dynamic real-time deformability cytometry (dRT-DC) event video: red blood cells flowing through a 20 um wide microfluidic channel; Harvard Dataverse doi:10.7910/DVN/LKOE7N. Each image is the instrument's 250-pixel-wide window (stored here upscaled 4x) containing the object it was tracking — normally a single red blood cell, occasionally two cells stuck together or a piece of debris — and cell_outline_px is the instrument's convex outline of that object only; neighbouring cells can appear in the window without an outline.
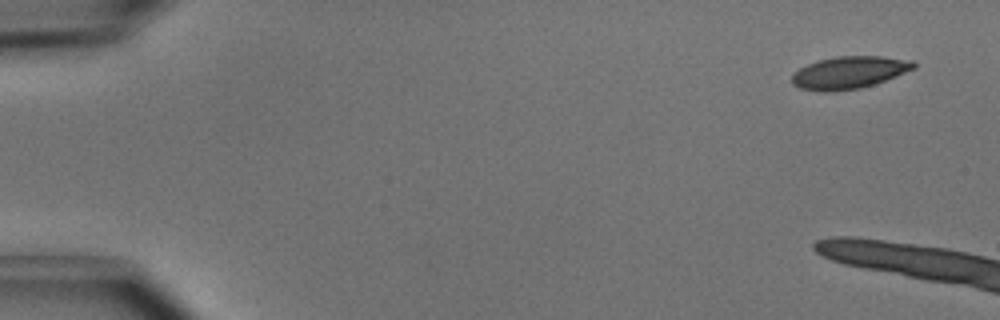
{"species": "common noctule bat (a hibernating species)", "species_latin": "Nyctalus noctula", "temperature_condition": "cold", "stored_images_in_passage": 5, "camera_frame_rate_fps": 3000, "um_per_image_px": 0.085, "animal": {"sex": "male", "body_mass_g": 15.6}, "frame": {"image": 1, "passage_image": 1, "time_ms": 0.0, "image_size_px": [1000, 320], "cell_outline_px": [[916, 68], [896, 76], [860, 88], [828, 92], [800, 88], [792, 84], [792, 76], [800, 68], [808, 64], [820, 60], [836, 56], [884, 56], [916, 60]], "centroid_in_image_um": [72.23, 6.15], "position_along_channel_um": 12.8, "area_um2": 22.83}}